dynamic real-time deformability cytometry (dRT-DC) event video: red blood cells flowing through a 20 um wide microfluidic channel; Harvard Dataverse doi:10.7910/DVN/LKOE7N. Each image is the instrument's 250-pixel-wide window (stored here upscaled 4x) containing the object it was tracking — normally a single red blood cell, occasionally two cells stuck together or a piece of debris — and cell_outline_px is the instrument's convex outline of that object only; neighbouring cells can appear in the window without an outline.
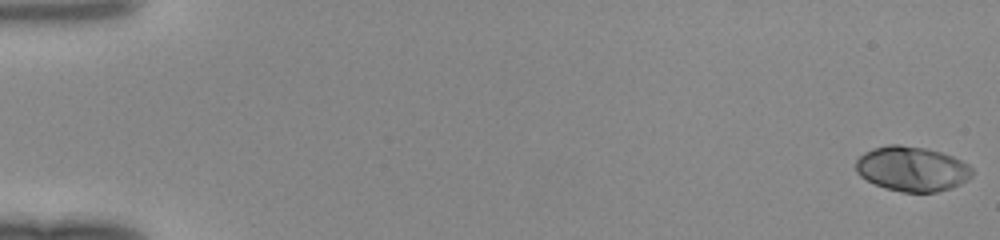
{"species": "human", "species_latin": "Homo sapiens", "temperature_condition": "room temperature", "stored_images_in_passage": 48, "camera_frame_rate_fps": 3000, "um_per_image_px": 0.085, "donor": {"sex": "female"}, "frame": {"image": 1, "passage_image": 1, "time_ms": 0.0, "image_size_px": [1000, 240], "cell_outline_px": [[972, 176], [968, 180], [952, 188], [936, 192], [900, 192], [884, 188], [860, 176], [856, 172], [856, 160], [864, 152], [872, 148], [888, 144], [900, 144], [924, 148], [940, 152], [952, 156], [968, 164], [972, 168]], "centroid_in_image_um": [77.51, 14.35], "position_along_channel_um": 7.5, "area_um2": 30.52}}
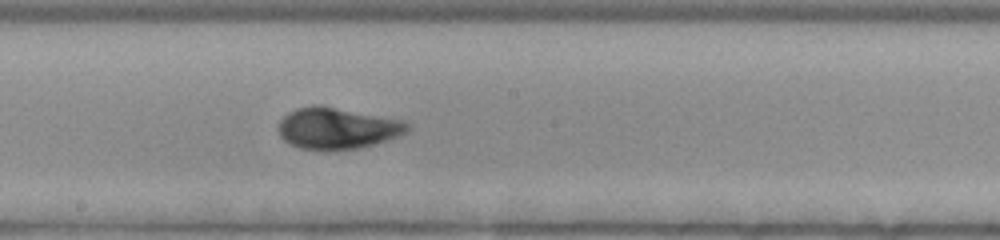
{"frame": {"image": 2, "passage_image": 28, "time_ms": 9.0, "image_size_px": [1000, 240], "cell_outline_px": [[412, 128], [408, 132], [400, 136], [388, 140], [356, 148], [332, 152], [300, 148], [288, 144], [280, 136], [276, 128], [280, 120], [288, 112], [296, 108], [312, 104], [320, 104], [400, 120], [408, 124]], "centroid_in_image_um": [28.61, 10.91], "position_along_channel_um": 219.6, "area_um2": 31.67}}
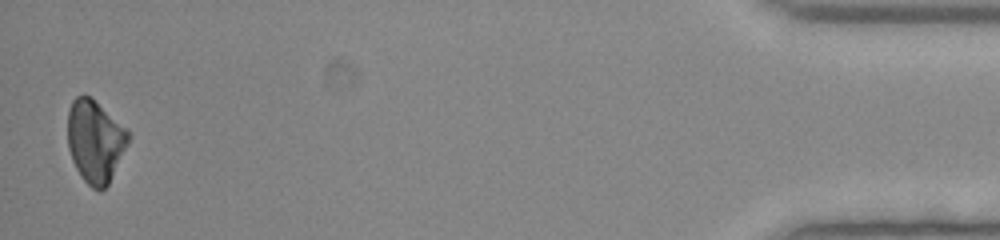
{"frame": {"image": 3, "passage_image": 48, "time_ms": 15.667, "image_size_px": [1000, 240], "cell_outline_px": [[128, 144], [108, 184], [100, 192], [92, 188], [80, 176], [72, 160], [68, 148], [68, 108], [72, 100], [76, 96], [88, 96], [128, 128]], "centroid_in_image_um": [8.07, 12.02], "position_along_channel_um": 427.1, "area_um2": 28.96}}